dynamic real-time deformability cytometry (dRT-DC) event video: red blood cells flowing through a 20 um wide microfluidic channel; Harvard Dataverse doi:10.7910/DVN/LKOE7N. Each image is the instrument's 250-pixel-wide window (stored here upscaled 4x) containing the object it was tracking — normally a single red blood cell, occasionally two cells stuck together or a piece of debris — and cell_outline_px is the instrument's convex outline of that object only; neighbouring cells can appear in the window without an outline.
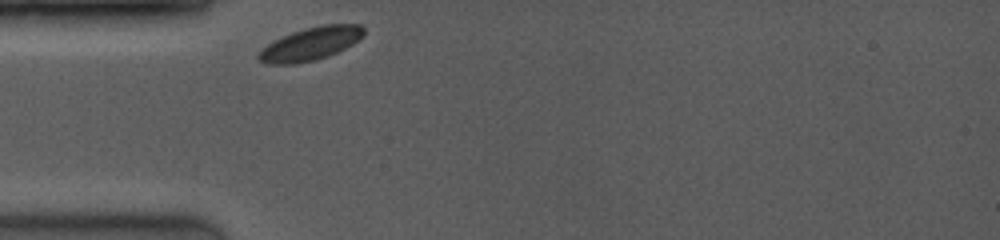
{"species": "common noctule bat (a hibernating species)", "species_latin": "Nyctalus noctula", "temperature_condition": "room temperature", "stored_images_in_passage": 1, "camera_frame_rate_fps": 4000, "um_per_image_px": 0.085, "animal": {"sex": "female", "body_mass_g": 19.0, "forearm_length_mm": 53.3}, "frame": {"image": 1, "passage_image": 1, "time_ms": 0.0, "image_size_px": [1000, 240], "cell_outline_px": [[364, 36], [352, 44], [336, 52], [312, 60], [292, 64], [268, 64], [260, 60], [256, 56], [268, 44], [292, 32], [304, 28], [324, 24], [360, 24], [364, 28]], "centroid_in_image_um": [26.43, 3.7], "position_along_channel_um": 58.6, "area_um2": 19.77}}